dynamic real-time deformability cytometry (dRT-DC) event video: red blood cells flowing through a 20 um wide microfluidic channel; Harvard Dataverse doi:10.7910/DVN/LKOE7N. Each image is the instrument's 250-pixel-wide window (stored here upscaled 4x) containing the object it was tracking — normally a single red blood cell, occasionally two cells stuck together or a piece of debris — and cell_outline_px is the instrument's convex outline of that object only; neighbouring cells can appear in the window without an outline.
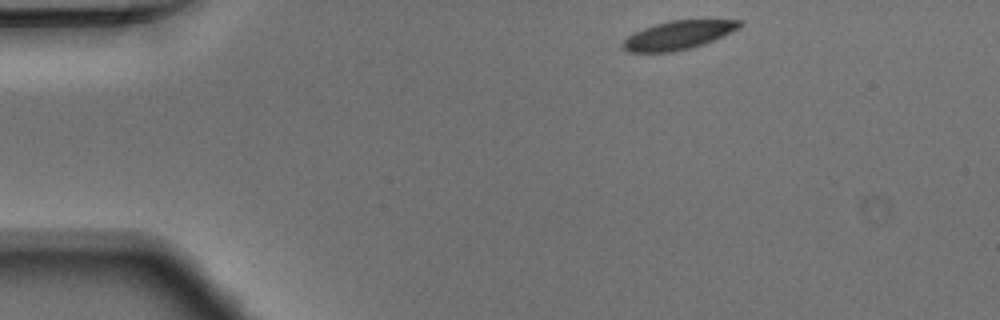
{"species": "Egyptian fruit bat (a non-hibernating species)", "species_latin": "Rousettus aegyptiacus", "temperature_condition": "warm", "stored_images_in_passage": 42, "camera_frame_rate_fps": 3000, "um_per_image_px": 0.085, "animal": {"sex": "male"}, "frame": {"image": 1, "passage_image": 1, "time_ms": 0.0, "image_size_px": [1000, 320], "cell_outline_px": [[744, 24], [740, 28], [712, 40], [688, 48], [672, 52], [628, 52], [620, 44], [628, 36], [644, 28], [656, 24], [672, 20], [744, 20]], "centroid_in_image_um": [57.65, 2.98], "position_along_channel_um": 27.3, "area_um2": 19.13}}
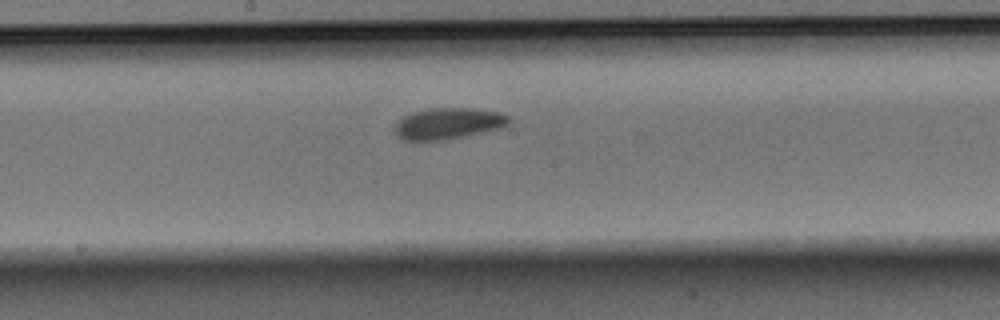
{"frame": {"image": 2, "passage_image": 19, "time_ms": 6.0, "image_size_px": [1000, 320], "cell_outline_px": [[512, 120], [508, 124], [500, 128], [464, 136], [444, 140], [404, 140], [396, 136], [396, 124], [404, 116], [412, 112], [428, 108], [476, 108], [496, 112], [508, 116]], "centroid_in_image_um": [38.1, 10.49], "position_along_channel_um": 210.1, "area_um2": 20.63}}
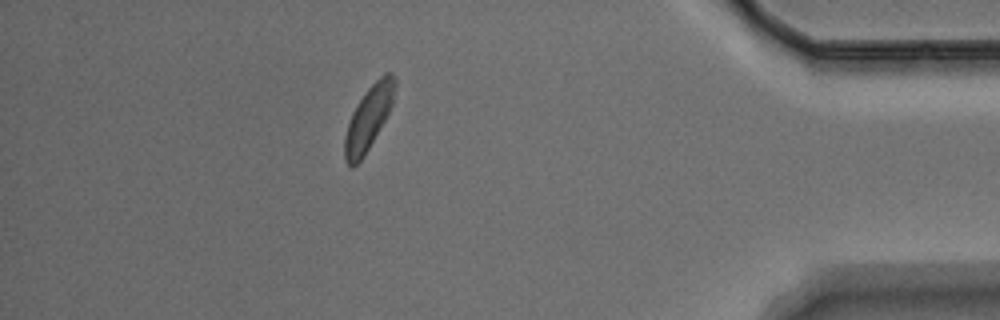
{"frame": {"image": 3, "passage_image": 36, "time_ms": 11.667, "image_size_px": [1000, 320], "cell_outline_px": [[396, 88], [392, 104], [384, 120], [364, 156], [352, 168], [344, 160], [344, 136], [352, 112], [364, 92], [384, 72], [392, 72], [396, 80]], "centroid_in_image_um": [31.32, 10.0], "position_along_channel_um": 403.9, "area_um2": 18.5}}